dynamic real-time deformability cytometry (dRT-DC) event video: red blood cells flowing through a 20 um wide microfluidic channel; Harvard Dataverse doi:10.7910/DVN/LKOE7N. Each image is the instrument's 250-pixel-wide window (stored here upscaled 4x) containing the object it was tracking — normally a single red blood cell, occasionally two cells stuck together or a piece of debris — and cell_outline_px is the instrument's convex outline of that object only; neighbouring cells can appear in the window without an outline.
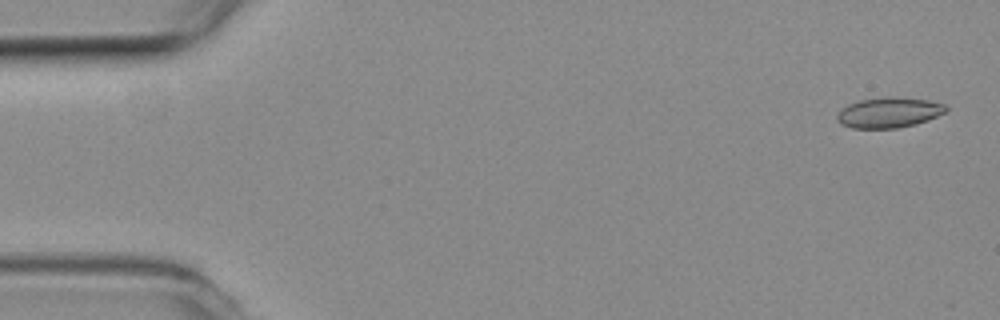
{"species": "common noctule bat (a hibernating species)", "species_latin": "Nyctalus noctula", "temperature_condition": "room temperature", "stored_images_in_passage": 30, "camera_frame_rate_fps": 3000, "um_per_image_px": 0.085, "animal": {"sex": "female", "body_mass_g": 19.3, "forearm_length_mm": 54.1}, "frame": {"image": 1, "passage_image": 2, "time_ms": 0.333, "image_size_px": [1000, 320], "cell_outline_px": [[948, 112], [928, 120], [916, 124], [896, 128], [852, 128], [840, 124], [836, 120], [836, 116], [848, 104], [860, 100], [888, 96], [928, 100], [944, 104], [948, 108]], "centroid_in_image_um": [75.58, 9.57], "position_along_channel_um": 9.4, "area_um2": 19.31}}
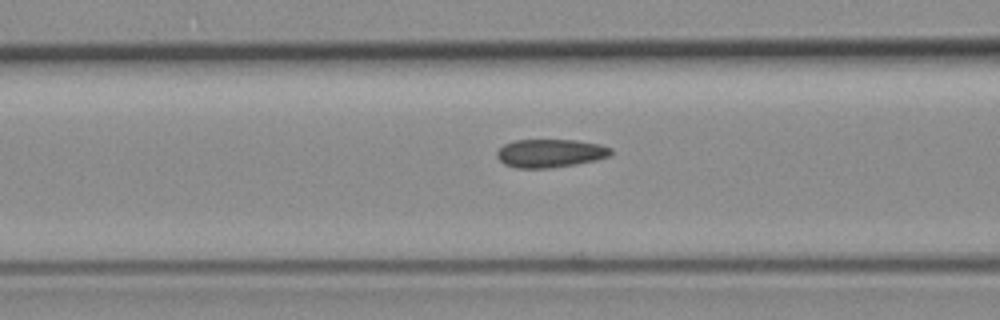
{"frame": {"image": 2, "passage_image": 21, "time_ms": 6.667, "image_size_px": [1000, 320], "cell_outline_px": [[612, 156], [596, 160], [576, 164], [548, 168], [516, 168], [504, 164], [496, 156], [496, 152], [504, 144], [516, 140], [576, 140], [600, 144], [612, 148]], "centroid_in_image_um": [46.79, 13.02], "position_along_channel_um": 119.8, "area_um2": 18.9}}
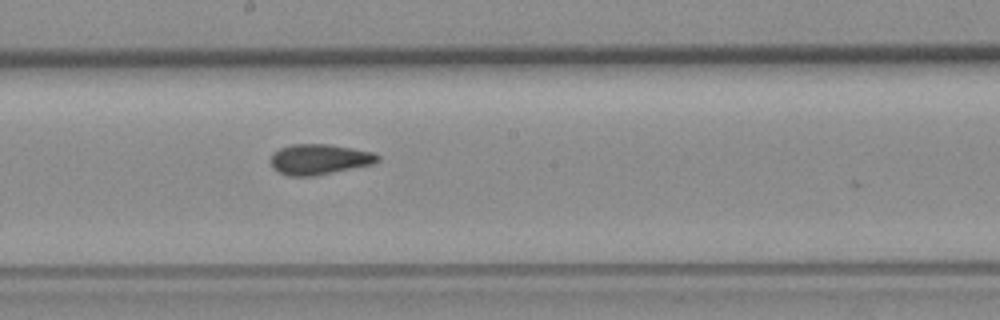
{"frame": {"image": 3, "passage_image": 29, "time_ms": 9.333, "image_size_px": [1000, 320], "cell_outline_px": [[380, 160], [372, 164], [316, 176], [288, 176], [272, 168], [268, 160], [272, 152], [280, 148], [292, 144], [328, 144], [352, 148], [372, 152], [380, 156]], "centroid_in_image_um": [27.09, 13.54], "position_along_channel_um": 221.1, "area_um2": 19.19}}